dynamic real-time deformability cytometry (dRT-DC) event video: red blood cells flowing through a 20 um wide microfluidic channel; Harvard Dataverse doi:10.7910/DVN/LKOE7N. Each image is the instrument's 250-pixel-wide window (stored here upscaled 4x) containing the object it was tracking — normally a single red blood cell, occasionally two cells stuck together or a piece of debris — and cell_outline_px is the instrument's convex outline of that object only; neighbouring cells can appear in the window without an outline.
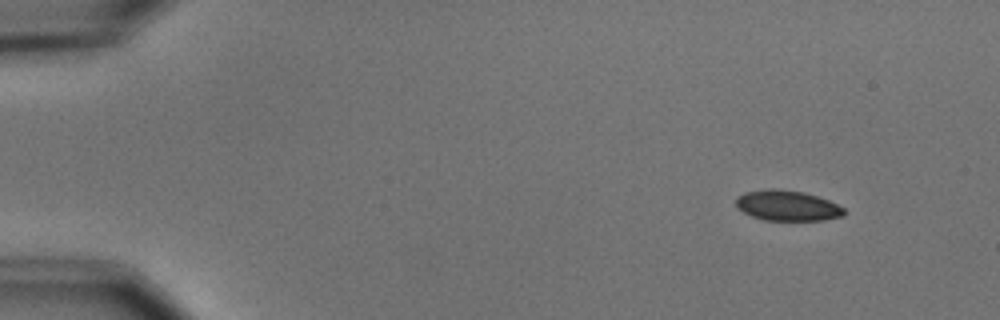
{"species": "common noctule bat (a hibernating species)", "species_latin": "Nyctalus noctula", "temperature_condition": "cold", "stored_images_in_passage": 5, "camera_frame_rate_fps": 3000, "um_per_image_px": 0.085, "animal": {"sex": "male", "body_mass_g": 15.6}, "frame": {"image": 1, "passage_image": 1, "time_ms": 0.0, "image_size_px": [1000, 320], "cell_outline_px": [[844, 216], [824, 220], [764, 220], [752, 216], [744, 212], [736, 204], [736, 196], [744, 192], [768, 188], [776, 188], [804, 192], [828, 200], [844, 208]], "centroid_in_image_um": [66.91, 17.46], "position_along_channel_um": 18.1, "area_um2": 19.13}}